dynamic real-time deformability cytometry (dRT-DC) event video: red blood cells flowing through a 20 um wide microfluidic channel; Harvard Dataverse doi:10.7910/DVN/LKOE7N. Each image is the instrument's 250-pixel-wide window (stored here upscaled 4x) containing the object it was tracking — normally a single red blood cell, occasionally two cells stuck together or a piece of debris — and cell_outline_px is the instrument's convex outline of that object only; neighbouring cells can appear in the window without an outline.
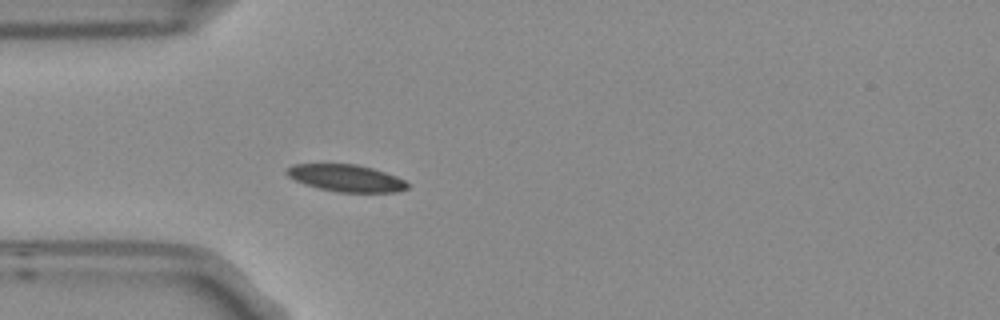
{"species": "Egyptian fruit bat (a non-hibernating species)", "species_latin": "Rousettus aegyptiacus", "temperature_condition": "room temperature", "stored_images_in_passage": 3, "camera_frame_rate_fps": 3000, "um_per_image_px": 0.085, "frame": {"image": 1, "passage_image": 3, "time_ms": 0.667, "image_size_px": [1000, 320], "cell_outline_px": [[408, 188], [396, 192], [336, 192], [304, 184], [288, 176], [284, 172], [292, 164], [356, 164], [372, 168], [396, 176], [404, 180], [408, 184]], "centroid_in_image_um": [29.41, 15.14], "position_along_channel_um": 55.6, "area_um2": 18.9}}